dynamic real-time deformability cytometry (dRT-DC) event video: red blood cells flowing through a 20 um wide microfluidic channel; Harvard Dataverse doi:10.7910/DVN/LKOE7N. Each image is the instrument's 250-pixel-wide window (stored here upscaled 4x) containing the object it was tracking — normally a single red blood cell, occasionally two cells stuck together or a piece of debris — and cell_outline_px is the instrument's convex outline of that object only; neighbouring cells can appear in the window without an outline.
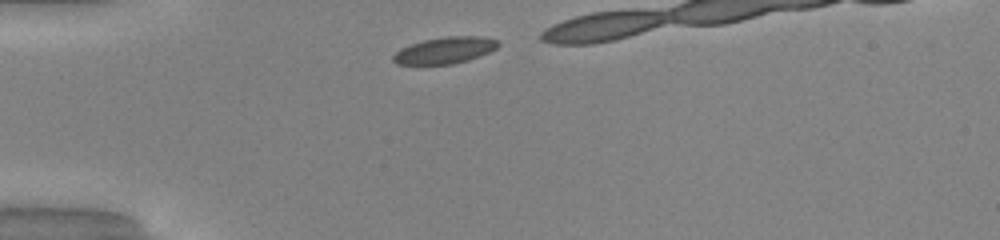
{"species": "common noctule bat (a hibernating species)", "species_latin": "Nyctalus noctula", "temperature_condition": "warm", "stored_images_in_passage": 10, "camera_frame_rate_fps": 3000, "um_per_image_px": 0.085, "animal": {"sex": "male", "body_mass_g": 20.0, "forearm_length_mm": 53.3}, "frame": {"image": 1, "passage_image": 1, "time_ms": 0.0, "image_size_px": [1000, 240], "cell_outline_px": [[500, 44], [496, 48], [488, 52], [468, 60], [452, 64], [396, 64], [392, 60], [392, 56], [400, 48], [424, 40], [444, 36], [480, 36], [496, 40]], "centroid_in_image_um": [37.79, 4.27], "position_along_channel_um": 47.2, "area_um2": 16.07}}
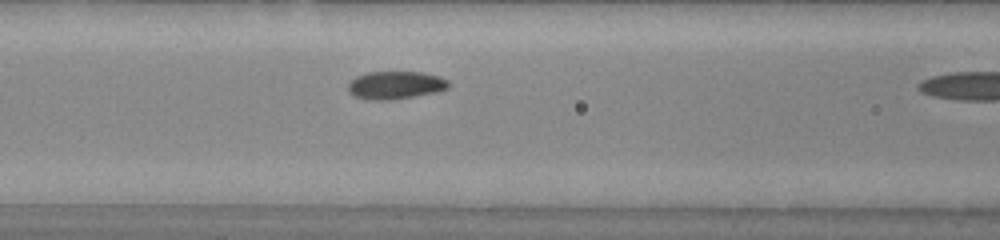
{"frame": {"image": 2, "passage_image": 9, "time_ms": 2.667, "image_size_px": [1000, 240], "cell_outline_px": [[448, 88], [436, 92], [388, 100], [368, 100], [352, 96], [348, 92], [348, 84], [356, 76], [368, 72], [420, 72], [440, 76], [448, 80]], "centroid_in_image_um": [33.57, 7.24], "position_along_channel_um": 133.0, "area_um2": 16.3}}